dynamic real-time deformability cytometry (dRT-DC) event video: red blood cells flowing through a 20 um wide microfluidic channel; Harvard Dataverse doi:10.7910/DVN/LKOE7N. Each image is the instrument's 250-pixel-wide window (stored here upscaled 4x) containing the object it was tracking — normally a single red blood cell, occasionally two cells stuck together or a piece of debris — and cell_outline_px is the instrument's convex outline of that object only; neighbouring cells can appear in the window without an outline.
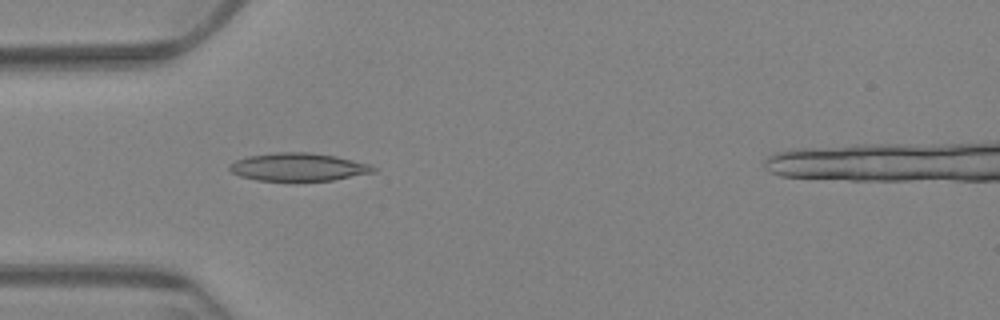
{"species": "Egyptian fruit bat (a non-hibernating species)", "species_latin": "Rousettus aegyptiacus", "temperature_condition": "warm", "stored_images_in_passage": 49, "camera_frame_rate_fps": 3000, "um_per_image_px": 0.085, "animal": {"sex": "female"}, "frame": {"image": 1, "passage_image": 8, "time_ms": 2.333, "image_size_px": [1000, 320], "cell_outline_px": [[376, 172], [332, 180], [256, 180], [240, 176], [232, 172], [228, 168], [228, 164], [236, 160], [248, 156], [276, 152], [312, 152], [336, 156], [368, 164], [376, 168]], "centroid_in_image_um": [25.34, 14.18], "position_along_channel_um": 59.7, "area_um2": 23.29}}
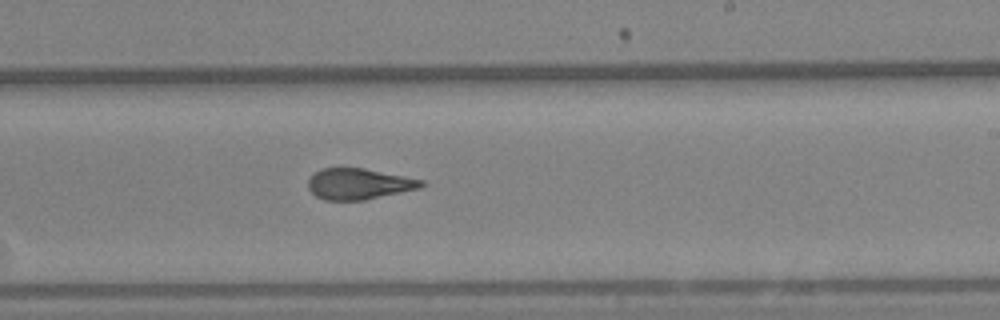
{"frame": {"image": 2, "passage_image": 26, "time_ms": 8.333, "image_size_px": [1000, 320], "cell_outline_px": [[428, 184], [420, 188], [364, 200], [324, 200], [316, 196], [308, 188], [308, 180], [320, 168], [364, 168], [424, 180]], "centroid_in_image_um": [30.52, 15.63], "position_along_channel_um": 258.5, "area_um2": 20.4}}
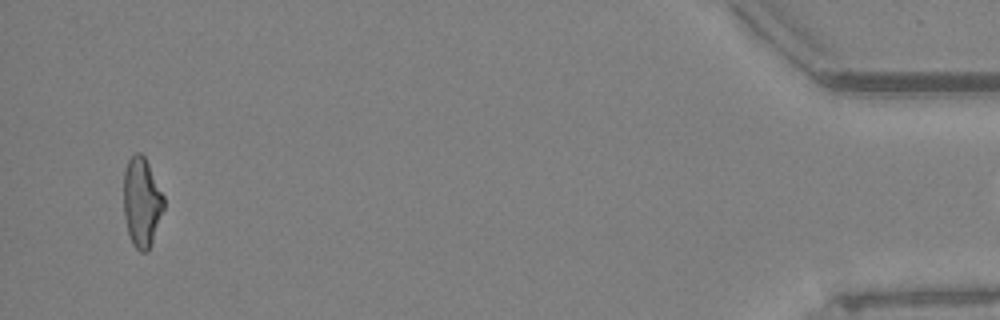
{"frame": {"image": 3, "passage_image": 48, "time_ms": 15.667, "image_size_px": [1000, 320], "cell_outline_px": [[164, 208], [148, 252], [140, 252], [132, 244], [128, 232], [124, 216], [124, 172], [128, 160], [136, 152], [140, 152], [144, 156], [164, 196]], "centroid_in_image_um": [12.04, 17.2], "position_along_channel_um": 423.2, "area_um2": 20.75}}